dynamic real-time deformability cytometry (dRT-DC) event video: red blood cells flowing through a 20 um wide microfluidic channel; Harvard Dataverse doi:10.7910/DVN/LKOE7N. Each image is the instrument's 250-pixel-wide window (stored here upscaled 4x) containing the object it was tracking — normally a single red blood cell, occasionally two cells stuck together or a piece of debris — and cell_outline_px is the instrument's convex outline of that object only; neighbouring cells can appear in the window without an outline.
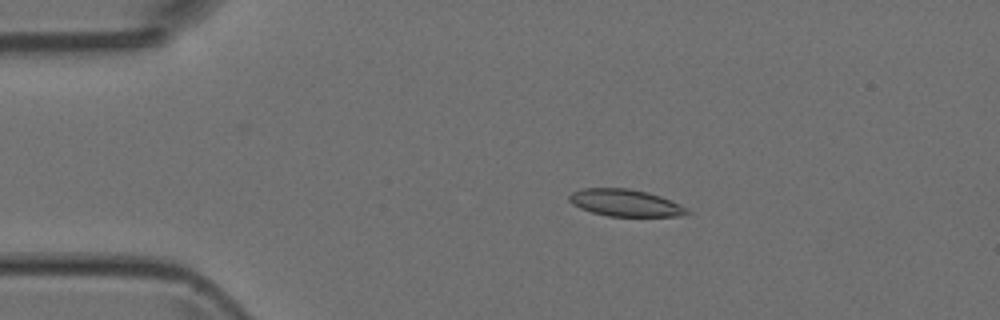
{"species": "Egyptian fruit bat (a non-hibernating species)", "species_latin": "Rousettus aegyptiacus", "temperature_condition": "room temperature", "stored_images_in_passage": 49, "camera_frame_rate_fps": 3000, "um_per_image_px": 0.085, "animal": {"sex": "female"}, "frame": {"image": 1, "passage_image": 9, "time_ms": 2.667, "image_size_px": [1000, 320], "cell_outline_px": [[692, 212], [684, 216], [608, 216], [592, 212], [580, 208], [572, 204], [568, 200], [568, 196], [572, 192], [584, 188], [628, 188], [648, 192], [672, 200], [688, 208]], "centroid_in_image_um": [53.19, 17.24], "position_along_channel_um": 31.8, "area_um2": 18.73}}
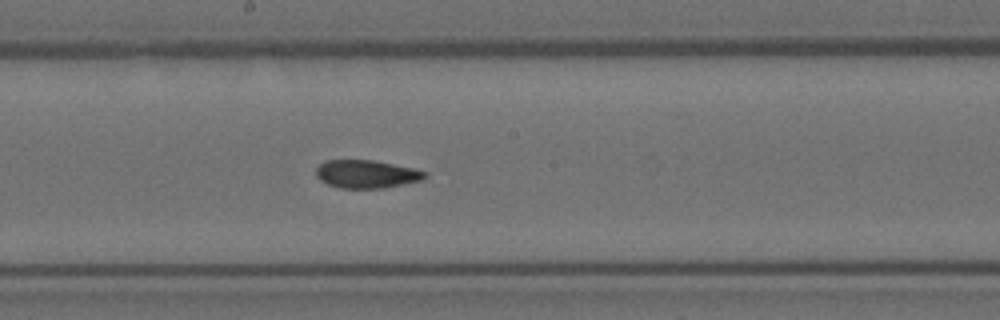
{"frame": {"image": 2, "passage_image": 26, "time_ms": 8.333, "image_size_px": [1000, 320], "cell_outline_px": [[428, 176], [420, 180], [384, 188], [340, 188], [328, 184], [320, 180], [316, 176], [316, 168], [324, 160], [372, 160], [412, 168], [428, 172]], "centroid_in_image_um": [31.13, 14.79], "position_along_channel_um": 217.1, "area_um2": 17.69}}
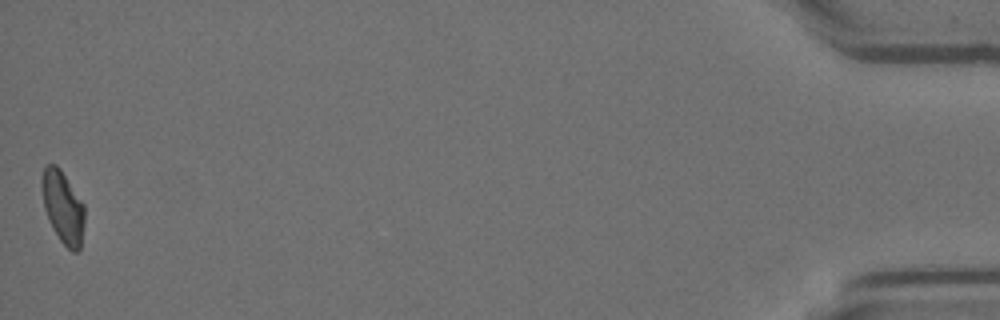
{"frame": {"image": 3, "passage_image": 49, "time_ms": 16.0, "image_size_px": [1000, 320], "cell_outline_px": [[84, 224], [80, 248], [76, 252], [72, 252], [60, 240], [52, 228], [44, 208], [40, 184], [40, 180], [44, 168], [48, 164], [56, 164], [60, 168], [84, 204]], "centroid_in_image_um": [5.33, 17.59], "position_along_channel_um": 429.9, "area_um2": 18.09}}